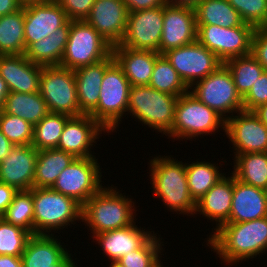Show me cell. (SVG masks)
<instances>
[{"label":"cell","instance_id":"obj_48","mask_svg":"<svg viewBox=\"0 0 267 267\" xmlns=\"http://www.w3.org/2000/svg\"><path fill=\"white\" fill-rule=\"evenodd\" d=\"M22 6L18 0H0V18L4 15L15 13Z\"/></svg>","mask_w":267,"mask_h":267},{"label":"cell","instance_id":"obj_52","mask_svg":"<svg viewBox=\"0 0 267 267\" xmlns=\"http://www.w3.org/2000/svg\"><path fill=\"white\" fill-rule=\"evenodd\" d=\"M253 112L267 127V103L260 105L259 107L254 109Z\"/></svg>","mask_w":267,"mask_h":267},{"label":"cell","instance_id":"obj_44","mask_svg":"<svg viewBox=\"0 0 267 267\" xmlns=\"http://www.w3.org/2000/svg\"><path fill=\"white\" fill-rule=\"evenodd\" d=\"M66 12L69 20H85L95 0H55Z\"/></svg>","mask_w":267,"mask_h":267},{"label":"cell","instance_id":"obj_28","mask_svg":"<svg viewBox=\"0 0 267 267\" xmlns=\"http://www.w3.org/2000/svg\"><path fill=\"white\" fill-rule=\"evenodd\" d=\"M70 27L71 20H68L45 39L32 43L24 55L37 65L60 66L68 42Z\"/></svg>","mask_w":267,"mask_h":267},{"label":"cell","instance_id":"obj_49","mask_svg":"<svg viewBox=\"0 0 267 267\" xmlns=\"http://www.w3.org/2000/svg\"><path fill=\"white\" fill-rule=\"evenodd\" d=\"M0 267H22L21 256L0 255Z\"/></svg>","mask_w":267,"mask_h":267},{"label":"cell","instance_id":"obj_46","mask_svg":"<svg viewBox=\"0 0 267 267\" xmlns=\"http://www.w3.org/2000/svg\"><path fill=\"white\" fill-rule=\"evenodd\" d=\"M130 12L153 9L160 6H164L167 2L166 0H122Z\"/></svg>","mask_w":267,"mask_h":267},{"label":"cell","instance_id":"obj_30","mask_svg":"<svg viewBox=\"0 0 267 267\" xmlns=\"http://www.w3.org/2000/svg\"><path fill=\"white\" fill-rule=\"evenodd\" d=\"M76 157L56 148L38 151L36 160L34 188H51L60 173L68 167Z\"/></svg>","mask_w":267,"mask_h":267},{"label":"cell","instance_id":"obj_33","mask_svg":"<svg viewBox=\"0 0 267 267\" xmlns=\"http://www.w3.org/2000/svg\"><path fill=\"white\" fill-rule=\"evenodd\" d=\"M24 5L0 18V55L25 54Z\"/></svg>","mask_w":267,"mask_h":267},{"label":"cell","instance_id":"obj_21","mask_svg":"<svg viewBox=\"0 0 267 267\" xmlns=\"http://www.w3.org/2000/svg\"><path fill=\"white\" fill-rule=\"evenodd\" d=\"M44 66L34 64L24 54L0 55V75L9 92H39V79Z\"/></svg>","mask_w":267,"mask_h":267},{"label":"cell","instance_id":"obj_41","mask_svg":"<svg viewBox=\"0 0 267 267\" xmlns=\"http://www.w3.org/2000/svg\"><path fill=\"white\" fill-rule=\"evenodd\" d=\"M32 234L21 227L0 219V255L19 257Z\"/></svg>","mask_w":267,"mask_h":267},{"label":"cell","instance_id":"obj_20","mask_svg":"<svg viewBox=\"0 0 267 267\" xmlns=\"http://www.w3.org/2000/svg\"><path fill=\"white\" fill-rule=\"evenodd\" d=\"M38 150L32 145L13 146L0 163V182L18 191L33 188Z\"/></svg>","mask_w":267,"mask_h":267},{"label":"cell","instance_id":"obj_51","mask_svg":"<svg viewBox=\"0 0 267 267\" xmlns=\"http://www.w3.org/2000/svg\"><path fill=\"white\" fill-rule=\"evenodd\" d=\"M71 253H67L57 264H54V267H77V264L71 257Z\"/></svg>","mask_w":267,"mask_h":267},{"label":"cell","instance_id":"obj_25","mask_svg":"<svg viewBox=\"0 0 267 267\" xmlns=\"http://www.w3.org/2000/svg\"><path fill=\"white\" fill-rule=\"evenodd\" d=\"M112 54L131 86L149 84L156 58L160 55L156 51L135 50L119 44L112 47Z\"/></svg>","mask_w":267,"mask_h":267},{"label":"cell","instance_id":"obj_14","mask_svg":"<svg viewBox=\"0 0 267 267\" xmlns=\"http://www.w3.org/2000/svg\"><path fill=\"white\" fill-rule=\"evenodd\" d=\"M163 19L164 6L130 12L126 32L119 45L159 53Z\"/></svg>","mask_w":267,"mask_h":267},{"label":"cell","instance_id":"obj_18","mask_svg":"<svg viewBox=\"0 0 267 267\" xmlns=\"http://www.w3.org/2000/svg\"><path fill=\"white\" fill-rule=\"evenodd\" d=\"M106 132L89 114L71 116L63 128L56 149L73 154L76 158L96 157L91 147Z\"/></svg>","mask_w":267,"mask_h":267},{"label":"cell","instance_id":"obj_17","mask_svg":"<svg viewBox=\"0 0 267 267\" xmlns=\"http://www.w3.org/2000/svg\"><path fill=\"white\" fill-rule=\"evenodd\" d=\"M68 20L66 12L55 0L24 5L25 51L32 43L45 39Z\"/></svg>","mask_w":267,"mask_h":267},{"label":"cell","instance_id":"obj_19","mask_svg":"<svg viewBox=\"0 0 267 267\" xmlns=\"http://www.w3.org/2000/svg\"><path fill=\"white\" fill-rule=\"evenodd\" d=\"M129 11L122 0H95L85 21L109 44H120L127 27Z\"/></svg>","mask_w":267,"mask_h":267},{"label":"cell","instance_id":"obj_53","mask_svg":"<svg viewBox=\"0 0 267 267\" xmlns=\"http://www.w3.org/2000/svg\"><path fill=\"white\" fill-rule=\"evenodd\" d=\"M9 94V89L6 82L2 79L0 75V111L3 109L7 95Z\"/></svg>","mask_w":267,"mask_h":267},{"label":"cell","instance_id":"obj_27","mask_svg":"<svg viewBox=\"0 0 267 267\" xmlns=\"http://www.w3.org/2000/svg\"><path fill=\"white\" fill-rule=\"evenodd\" d=\"M54 234H34L21 255L22 267H54L68 252Z\"/></svg>","mask_w":267,"mask_h":267},{"label":"cell","instance_id":"obj_54","mask_svg":"<svg viewBox=\"0 0 267 267\" xmlns=\"http://www.w3.org/2000/svg\"><path fill=\"white\" fill-rule=\"evenodd\" d=\"M200 0H166L168 4L186 5L194 7Z\"/></svg>","mask_w":267,"mask_h":267},{"label":"cell","instance_id":"obj_10","mask_svg":"<svg viewBox=\"0 0 267 267\" xmlns=\"http://www.w3.org/2000/svg\"><path fill=\"white\" fill-rule=\"evenodd\" d=\"M39 93L51 113L80 116L74 70L61 66H44L39 79Z\"/></svg>","mask_w":267,"mask_h":267},{"label":"cell","instance_id":"obj_15","mask_svg":"<svg viewBox=\"0 0 267 267\" xmlns=\"http://www.w3.org/2000/svg\"><path fill=\"white\" fill-rule=\"evenodd\" d=\"M225 136L238 154L267 152V127L253 111H240L226 120Z\"/></svg>","mask_w":267,"mask_h":267},{"label":"cell","instance_id":"obj_47","mask_svg":"<svg viewBox=\"0 0 267 267\" xmlns=\"http://www.w3.org/2000/svg\"><path fill=\"white\" fill-rule=\"evenodd\" d=\"M18 190L6 183L0 182V215L2 216L11 202Z\"/></svg>","mask_w":267,"mask_h":267},{"label":"cell","instance_id":"obj_29","mask_svg":"<svg viewBox=\"0 0 267 267\" xmlns=\"http://www.w3.org/2000/svg\"><path fill=\"white\" fill-rule=\"evenodd\" d=\"M197 25H214L225 28L251 26L227 0H200L195 6Z\"/></svg>","mask_w":267,"mask_h":267},{"label":"cell","instance_id":"obj_9","mask_svg":"<svg viewBox=\"0 0 267 267\" xmlns=\"http://www.w3.org/2000/svg\"><path fill=\"white\" fill-rule=\"evenodd\" d=\"M189 92L225 120L244 110L243 98L237 92L233 77L224 64L194 83Z\"/></svg>","mask_w":267,"mask_h":267},{"label":"cell","instance_id":"obj_34","mask_svg":"<svg viewBox=\"0 0 267 267\" xmlns=\"http://www.w3.org/2000/svg\"><path fill=\"white\" fill-rule=\"evenodd\" d=\"M196 161L186 163L187 183L191 197L195 202L226 175V173H222V170L220 171L218 163L206 162L203 159Z\"/></svg>","mask_w":267,"mask_h":267},{"label":"cell","instance_id":"obj_23","mask_svg":"<svg viewBox=\"0 0 267 267\" xmlns=\"http://www.w3.org/2000/svg\"><path fill=\"white\" fill-rule=\"evenodd\" d=\"M153 232V233H152ZM154 231L146 230L145 227H137L136 222L125 228L115 229L99 233L93 236L110 261H118L122 256L140 248L152 235Z\"/></svg>","mask_w":267,"mask_h":267},{"label":"cell","instance_id":"obj_16","mask_svg":"<svg viewBox=\"0 0 267 267\" xmlns=\"http://www.w3.org/2000/svg\"><path fill=\"white\" fill-rule=\"evenodd\" d=\"M163 24L159 54L197 40L196 14L192 6L166 3Z\"/></svg>","mask_w":267,"mask_h":267},{"label":"cell","instance_id":"obj_31","mask_svg":"<svg viewBox=\"0 0 267 267\" xmlns=\"http://www.w3.org/2000/svg\"><path fill=\"white\" fill-rule=\"evenodd\" d=\"M2 110L24 119L33 126L49 113L47 104L39 92H9Z\"/></svg>","mask_w":267,"mask_h":267},{"label":"cell","instance_id":"obj_13","mask_svg":"<svg viewBox=\"0 0 267 267\" xmlns=\"http://www.w3.org/2000/svg\"><path fill=\"white\" fill-rule=\"evenodd\" d=\"M163 55L188 88L216 71L223 64L212 51L198 40L167 50Z\"/></svg>","mask_w":267,"mask_h":267},{"label":"cell","instance_id":"obj_11","mask_svg":"<svg viewBox=\"0 0 267 267\" xmlns=\"http://www.w3.org/2000/svg\"><path fill=\"white\" fill-rule=\"evenodd\" d=\"M96 157L75 158L58 176L52 190L75 199L82 206L103 186Z\"/></svg>","mask_w":267,"mask_h":267},{"label":"cell","instance_id":"obj_50","mask_svg":"<svg viewBox=\"0 0 267 267\" xmlns=\"http://www.w3.org/2000/svg\"><path fill=\"white\" fill-rule=\"evenodd\" d=\"M14 145L8 138L0 131V163L9 154V151Z\"/></svg>","mask_w":267,"mask_h":267},{"label":"cell","instance_id":"obj_26","mask_svg":"<svg viewBox=\"0 0 267 267\" xmlns=\"http://www.w3.org/2000/svg\"><path fill=\"white\" fill-rule=\"evenodd\" d=\"M114 61L111 54L98 63L74 70L79 107L83 114H90L97 107L105 70Z\"/></svg>","mask_w":267,"mask_h":267},{"label":"cell","instance_id":"obj_8","mask_svg":"<svg viewBox=\"0 0 267 267\" xmlns=\"http://www.w3.org/2000/svg\"><path fill=\"white\" fill-rule=\"evenodd\" d=\"M112 47L85 20H71L68 42L60 66L76 70L98 63L112 54Z\"/></svg>","mask_w":267,"mask_h":267},{"label":"cell","instance_id":"obj_6","mask_svg":"<svg viewBox=\"0 0 267 267\" xmlns=\"http://www.w3.org/2000/svg\"><path fill=\"white\" fill-rule=\"evenodd\" d=\"M225 125L226 120L222 116L188 91L178 97L173 127L166 136L179 141L180 139L192 141L199 136L215 135L220 130L225 132Z\"/></svg>","mask_w":267,"mask_h":267},{"label":"cell","instance_id":"obj_2","mask_svg":"<svg viewBox=\"0 0 267 267\" xmlns=\"http://www.w3.org/2000/svg\"><path fill=\"white\" fill-rule=\"evenodd\" d=\"M148 164L154 197H159L171 212L193 217L196 202L189 191L186 163L174 159L171 155H158Z\"/></svg>","mask_w":267,"mask_h":267},{"label":"cell","instance_id":"obj_56","mask_svg":"<svg viewBox=\"0 0 267 267\" xmlns=\"http://www.w3.org/2000/svg\"><path fill=\"white\" fill-rule=\"evenodd\" d=\"M109 263H111L110 265H108L109 267H123L118 261H109Z\"/></svg>","mask_w":267,"mask_h":267},{"label":"cell","instance_id":"obj_42","mask_svg":"<svg viewBox=\"0 0 267 267\" xmlns=\"http://www.w3.org/2000/svg\"><path fill=\"white\" fill-rule=\"evenodd\" d=\"M245 24L255 29L267 27V0H227Z\"/></svg>","mask_w":267,"mask_h":267},{"label":"cell","instance_id":"obj_38","mask_svg":"<svg viewBox=\"0 0 267 267\" xmlns=\"http://www.w3.org/2000/svg\"><path fill=\"white\" fill-rule=\"evenodd\" d=\"M1 217L6 222L21 227L34 235L32 189L18 191Z\"/></svg>","mask_w":267,"mask_h":267},{"label":"cell","instance_id":"obj_55","mask_svg":"<svg viewBox=\"0 0 267 267\" xmlns=\"http://www.w3.org/2000/svg\"><path fill=\"white\" fill-rule=\"evenodd\" d=\"M22 5L30 4V3H41L48 0H18Z\"/></svg>","mask_w":267,"mask_h":267},{"label":"cell","instance_id":"obj_57","mask_svg":"<svg viewBox=\"0 0 267 267\" xmlns=\"http://www.w3.org/2000/svg\"><path fill=\"white\" fill-rule=\"evenodd\" d=\"M163 262H161V258L155 263L153 264L151 267H164Z\"/></svg>","mask_w":267,"mask_h":267},{"label":"cell","instance_id":"obj_39","mask_svg":"<svg viewBox=\"0 0 267 267\" xmlns=\"http://www.w3.org/2000/svg\"><path fill=\"white\" fill-rule=\"evenodd\" d=\"M155 233L138 249L131 251L130 253L122 256L118 262L123 267H151L162 256V248L164 242L160 240V235Z\"/></svg>","mask_w":267,"mask_h":267},{"label":"cell","instance_id":"obj_1","mask_svg":"<svg viewBox=\"0 0 267 267\" xmlns=\"http://www.w3.org/2000/svg\"><path fill=\"white\" fill-rule=\"evenodd\" d=\"M207 238V246L216 252L221 264L237 265L267 251V217L224 223Z\"/></svg>","mask_w":267,"mask_h":267},{"label":"cell","instance_id":"obj_5","mask_svg":"<svg viewBox=\"0 0 267 267\" xmlns=\"http://www.w3.org/2000/svg\"><path fill=\"white\" fill-rule=\"evenodd\" d=\"M177 100V96L148 85L130 86L127 115L166 136L173 127Z\"/></svg>","mask_w":267,"mask_h":267},{"label":"cell","instance_id":"obj_45","mask_svg":"<svg viewBox=\"0 0 267 267\" xmlns=\"http://www.w3.org/2000/svg\"><path fill=\"white\" fill-rule=\"evenodd\" d=\"M251 54L267 71V27L255 29L252 38Z\"/></svg>","mask_w":267,"mask_h":267},{"label":"cell","instance_id":"obj_3","mask_svg":"<svg viewBox=\"0 0 267 267\" xmlns=\"http://www.w3.org/2000/svg\"><path fill=\"white\" fill-rule=\"evenodd\" d=\"M134 198L126 197L114 185L103 186L82 206V222L91 231V238L99 233L125 228L136 220ZM135 217V218H134Z\"/></svg>","mask_w":267,"mask_h":267},{"label":"cell","instance_id":"obj_32","mask_svg":"<svg viewBox=\"0 0 267 267\" xmlns=\"http://www.w3.org/2000/svg\"><path fill=\"white\" fill-rule=\"evenodd\" d=\"M233 172L237 180L267 190V152L238 154L233 159Z\"/></svg>","mask_w":267,"mask_h":267},{"label":"cell","instance_id":"obj_4","mask_svg":"<svg viewBox=\"0 0 267 267\" xmlns=\"http://www.w3.org/2000/svg\"><path fill=\"white\" fill-rule=\"evenodd\" d=\"M32 199L34 234L58 233V230L71 227L77 223L75 221L79 223L82 220V205L51 188L33 187Z\"/></svg>","mask_w":267,"mask_h":267},{"label":"cell","instance_id":"obj_12","mask_svg":"<svg viewBox=\"0 0 267 267\" xmlns=\"http://www.w3.org/2000/svg\"><path fill=\"white\" fill-rule=\"evenodd\" d=\"M197 40L212 51L223 63L251 53L253 26L232 28L214 25H197Z\"/></svg>","mask_w":267,"mask_h":267},{"label":"cell","instance_id":"obj_36","mask_svg":"<svg viewBox=\"0 0 267 267\" xmlns=\"http://www.w3.org/2000/svg\"><path fill=\"white\" fill-rule=\"evenodd\" d=\"M64 113L49 112L40 122L34 125L32 146L38 151L57 148L63 128L70 118Z\"/></svg>","mask_w":267,"mask_h":267},{"label":"cell","instance_id":"obj_43","mask_svg":"<svg viewBox=\"0 0 267 267\" xmlns=\"http://www.w3.org/2000/svg\"><path fill=\"white\" fill-rule=\"evenodd\" d=\"M267 103V71L253 84L249 92L243 97L245 111H253L262 104Z\"/></svg>","mask_w":267,"mask_h":267},{"label":"cell","instance_id":"obj_37","mask_svg":"<svg viewBox=\"0 0 267 267\" xmlns=\"http://www.w3.org/2000/svg\"><path fill=\"white\" fill-rule=\"evenodd\" d=\"M148 86L177 97L187 93L189 88L163 54L156 58Z\"/></svg>","mask_w":267,"mask_h":267},{"label":"cell","instance_id":"obj_40","mask_svg":"<svg viewBox=\"0 0 267 267\" xmlns=\"http://www.w3.org/2000/svg\"><path fill=\"white\" fill-rule=\"evenodd\" d=\"M0 131L14 146L31 145L34 126L18 116L0 111Z\"/></svg>","mask_w":267,"mask_h":267},{"label":"cell","instance_id":"obj_7","mask_svg":"<svg viewBox=\"0 0 267 267\" xmlns=\"http://www.w3.org/2000/svg\"><path fill=\"white\" fill-rule=\"evenodd\" d=\"M130 86L122 68L114 61L105 70L98 105L89 114L108 134L117 133L115 129L127 114Z\"/></svg>","mask_w":267,"mask_h":267},{"label":"cell","instance_id":"obj_22","mask_svg":"<svg viewBox=\"0 0 267 267\" xmlns=\"http://www.w3.org/2000/svg\"><path fill=\"white\" fill-rule=\"evenodd\" d=\"M267 217V190L240 182L233 175L229 221L241 223Z\"/></svg>","mask_w":267,"mask_h":267},{"label":"cell","instance_id":"obj_35","mask_svg":"<svg viewBox=\"0 0 267 267\" xmlns=\"http://www.w3.org/2000/svg\"><path fill=\"white\" fill-rule=\"evenodd\" d=\"M230 71L237 92L243 98L253 84L265 71L258 60L250 53L248 55L234 57L223 63Z\"/></svg>","mask_w":267,"mask_h":267},{"label":"cell","instance_id":"obj_24","mask_svg":"<svg viewBox=\"0 0 267 267\" xmlns=\"http://www.w3.org/2000/svg\"><path fill=\"white\" fill-rule=\"evenodd\" d=\"M233 196V174L222 177L206 194L196 201L194 214L204 215L215 222L217 230L221 225L229 221Z\"/></svg>","mask_w":267,"mask_h":267}]
</instances>
